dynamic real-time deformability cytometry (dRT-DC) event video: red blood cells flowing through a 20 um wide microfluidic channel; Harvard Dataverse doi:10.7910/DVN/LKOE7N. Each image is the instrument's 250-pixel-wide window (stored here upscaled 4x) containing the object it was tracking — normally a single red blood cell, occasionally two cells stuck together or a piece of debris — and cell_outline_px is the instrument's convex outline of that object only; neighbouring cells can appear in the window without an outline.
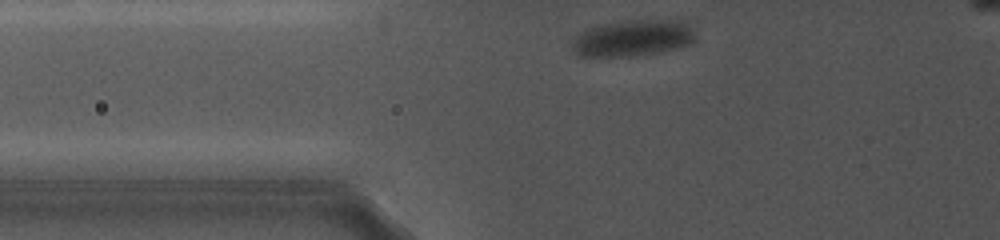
{"species": "common noctule bat (a hibernating species)", "species_latin": "Nyctalus noctula", "temperature_condition": "cold", "stored_images_in_passage": 52, "camera_frame_rate_fps": 5000, "um_per_image_px": 0.085, "animal": {"sex": "female", "body_mass_g": 19.0, "forearm_length_mm": 56.7}, "frame": {"image": 1, "passage_image": 2, "time_ms": 0.4, "image_size_px": [1000, 240], "cell_outline_px": [[696, 40], [688, 44], [676, 48], [660, 52], [632, 56], [580, 56], [576, 52], [572, 44], [576, 32], [584, 28], [600, 24], [628, 20], [684, 20], [696, 32]], "centroid_in_image_um": [53.79, 3.21], "position_along_channel_um": 72.0, "area_um2": 26.47}}
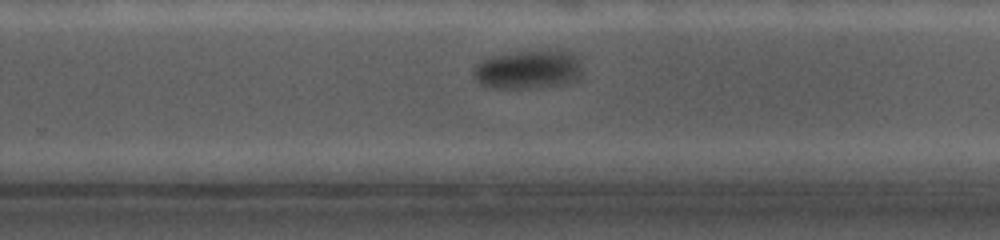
{"frame": {"image": 2, "passage_image": 26, "time_ms": 6.8, "image_size_px": [1000, 240], "cell_outline_px": [[580, 72], [568, 84], [532, 88], [488, 88], [480, 84], [472, 76], [472, 72], [476, 64], [492, 56], [516, 52], [564, 52], [576, 56], [580, 60]], "centroid_in_image_um": [44.8, 5.95], "position_along_channel_um": 285.0, "area_um2": 24.04}}
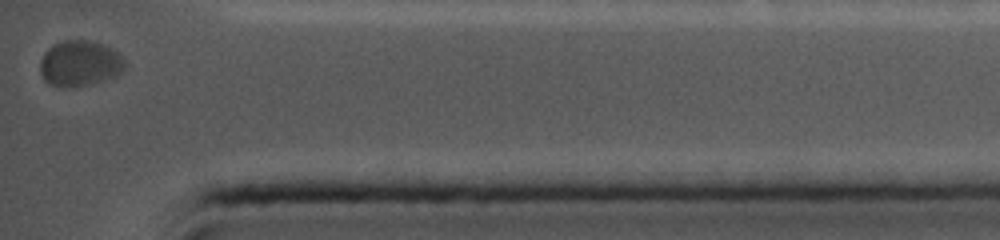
{"frame": {"image": 3, "passage_image": 52, "time_ms": 10.8, "image_size_px": [1000, 240], "cell_outline_px": [[128, 64], [124, 72], [116, 76], [92, 84], [64, 88], [48, 84], [44, 80], [40, 72], [40, 60], [44, 52], [52, 44], [60, 40], [88, 40], [104, 44], [112, 48], [124, 56], [128, 60]], "centroid_in_image_um": [6.83, 5.38], "position_along_channel_um": 428.4, "area_um2": 23.41}, "authors_computed_cell_mechanics": {"area_um2": 24.3916, "velocity_mm_per_s": 3.6363, "shape_relaxation_time_tau1_ms": 1.4477, "shape_relaxation_time_tau2_ms": null, "deformation_change_tau1": 0.0564, "deformation_change_tau2": null}}